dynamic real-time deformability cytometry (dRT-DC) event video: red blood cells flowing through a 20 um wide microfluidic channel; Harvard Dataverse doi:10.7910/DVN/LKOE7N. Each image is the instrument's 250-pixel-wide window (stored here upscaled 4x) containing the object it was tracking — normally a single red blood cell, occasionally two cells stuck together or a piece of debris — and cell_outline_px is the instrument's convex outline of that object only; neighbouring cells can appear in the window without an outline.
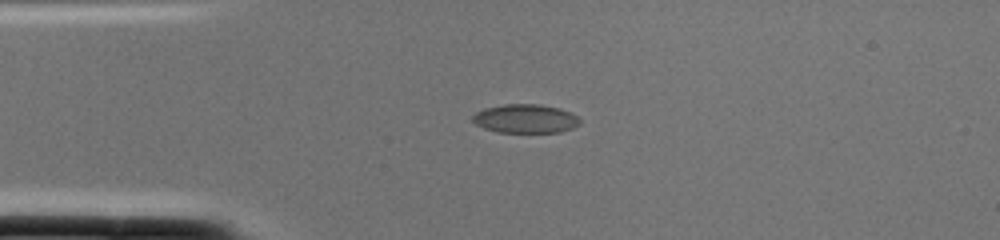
{"species": "common noctule bat (a hibernating species)", "species_latin": "Nyctalus noctula", "temperature_condition": "cold", "stored_images_in_passage": 1, "camera_frame_rate_fps": 3000, "um_per_image_px": 0.085, "animal": {"sex": "female", "body_mass_g": 22.0, "forearm_length_mm": 56.7}, "frame": {"image": 1, "passage_image": 1, "time_ms": 0.0, "image_size_px": [1000, 240], "cell_outline_px": [[580, 124], [572, 128], [560, 132], [496, 132], [484, 128], [476, 124], [472, 120], [472, 116], [476, 112], [484, 108], [504, 104], [540, 104], [560, 108], [576, 116], [580, 120]], "centroid_in_image_um": [44.64, 10.08], "position_along_channel_um": 40.4, "area_um2": 17.98}}